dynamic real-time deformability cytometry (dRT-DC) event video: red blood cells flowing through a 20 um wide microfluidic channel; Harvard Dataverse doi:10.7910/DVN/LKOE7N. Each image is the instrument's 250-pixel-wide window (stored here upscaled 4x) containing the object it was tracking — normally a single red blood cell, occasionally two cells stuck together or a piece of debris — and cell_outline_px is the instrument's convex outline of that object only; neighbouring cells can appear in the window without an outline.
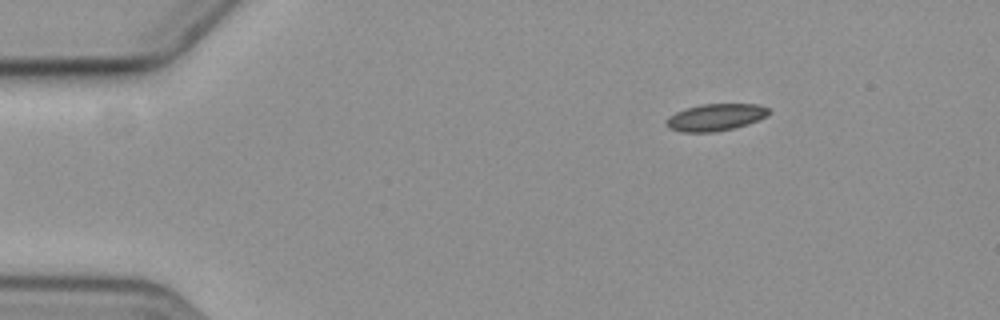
{"species": "common noctule bat (a hibernating species)", "species_latin": "Nyctalus noctula", "temperature_condition": "cold", "stored_images_in_passage": 5, "camera_frame_rate_fps": 3000, "um_per_image_px": 0.085, "animal": {"sex": "female", "body_mass_g": 19.3, "forearm_length_mm": 54.1}, "frame": {"image": 1, "passage_image": 5, "time_ms": 4.333, "image_size_px": [1000, 320], "cell_outline_px": [[768, 116], [748, 124], [732, 128], [712, 132], [680, 132], [668, 128], [664, 124], [664, 120], [668, 116], [676, 112], [700, 104], [760, 104], [768, 108]], "centroid_in_image_um": [60.78, 9.97], "position_along_channel_um": 24.2, "area_um2": 16.18}}